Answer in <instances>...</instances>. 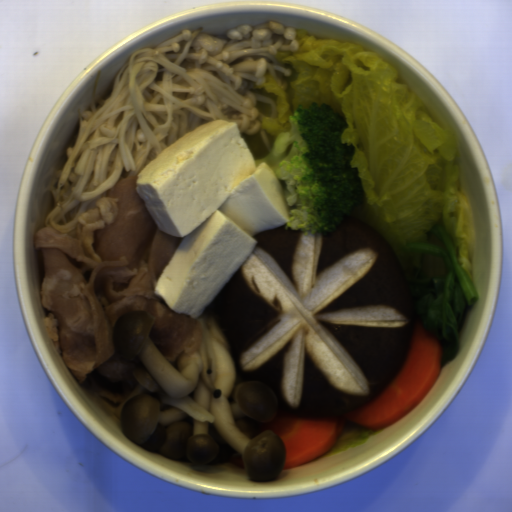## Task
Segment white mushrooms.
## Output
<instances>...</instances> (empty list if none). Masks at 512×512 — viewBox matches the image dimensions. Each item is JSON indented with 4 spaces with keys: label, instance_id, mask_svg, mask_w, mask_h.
I'll list each match as a JSON object with an SVG mask.
<instances>
[{
    "label": "white mushrooms",
    "instance_id": "white-mushrooms-1",
    "mask_svg": "<svg viewBox=\"0 0 512 512\" xmlns=\"http://www.w3.org/2000/svg\"><path fill=\"white\" fill-rule=\"evenodd\" d=\"M201 341L192 355L166 360L148 338L154 318L127 310L112 326L114 353L97 369L107 380L128 379V397L115 414L123 433L148 452L195 465L242 459L252 482L281 473L286 446L258 424L279 412L259 380L237 376L222 311L221 289L197 318Z\"/></svg>",
    "mask_w": 512,
    "mask_h": 512
}]
</instances>
